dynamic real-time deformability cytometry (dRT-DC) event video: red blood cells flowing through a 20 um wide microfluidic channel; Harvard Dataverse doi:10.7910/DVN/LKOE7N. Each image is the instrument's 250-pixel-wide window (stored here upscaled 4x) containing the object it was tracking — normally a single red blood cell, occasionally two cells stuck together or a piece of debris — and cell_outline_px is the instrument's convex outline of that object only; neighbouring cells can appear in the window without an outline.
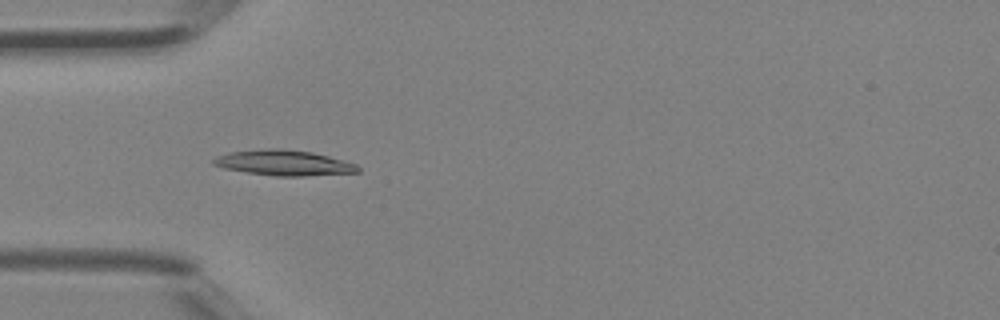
{"species": "Egyptian fruit bat (a non-hibernating species)", "species_latin": "Rousettus aegyptiacus", "temperature_condition": "room temperature", "stored_images_in_passage": 31, "camera_frame_rate_fps": 3000, "um_per_image_px": 0.085, "animal": {"sex": "female"}, "frame": {"image": 1, "passage_image": 3, "time_ms": 0.667, "image_size_px": [1000, 320], "cell_outline_px": [[360, 172], [304, 176], [276, 176], [248, 172], [224, 168], [212, 164], [212, 160], [228, 152], [268, 148], [284, 148], [312, 152], [328, 156], [356, 164], [360, 168]], "centroid_in_image_um": [24.15, 13.83], "position_along_channel_um": 60.9, "area_um2": 21.27}}
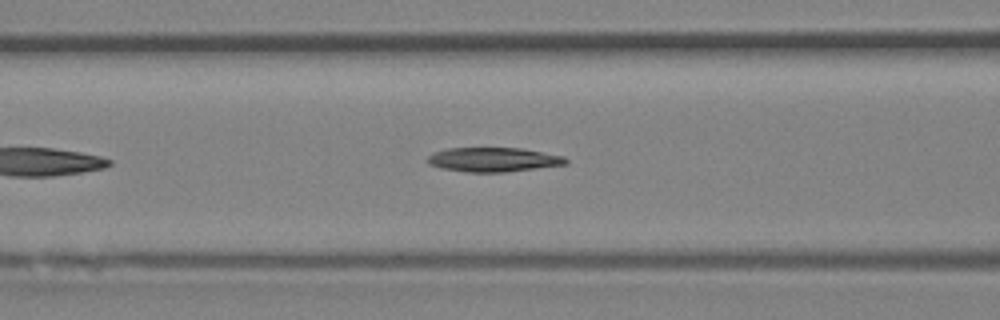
{"frame": {"image": 2, "passage_image": 7, "time_ms": 2.0, "image_size_px": [1000, 320], "cell_outline_px": [[568, 164], [504, 172], [468, 172], [440, 168], [428, 164], [428, 156], [436, 152], [448, 148], [520, 148], [564, 156], [568, 160]], "centroid_in_image_um": [41.94, 13.57], "position_along_channel_um": 124.7, "area_um2": 19.42}}
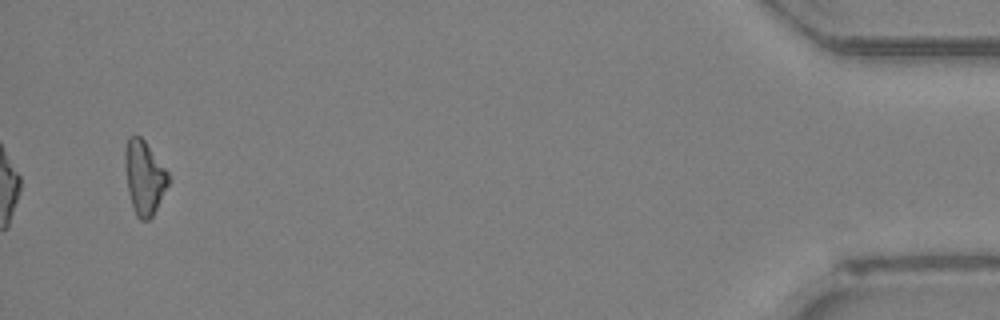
{"frame": {"image": 3, "passage_image": 30, "time_ms": 9.667, "image_size_px": [1000, 320], "cell_outline_px": [[172, 180], [152, 216], [148, 220], [140, 220], [136, 216], [128, 192], [124, 168], [124, 148], [128, 136], [140, 136], [144, 140], [168, 172]], "centroid_in_image_um": [12.26, 15.07], "position_along_channel_um": 422.9, "area_um2": 18.9}}